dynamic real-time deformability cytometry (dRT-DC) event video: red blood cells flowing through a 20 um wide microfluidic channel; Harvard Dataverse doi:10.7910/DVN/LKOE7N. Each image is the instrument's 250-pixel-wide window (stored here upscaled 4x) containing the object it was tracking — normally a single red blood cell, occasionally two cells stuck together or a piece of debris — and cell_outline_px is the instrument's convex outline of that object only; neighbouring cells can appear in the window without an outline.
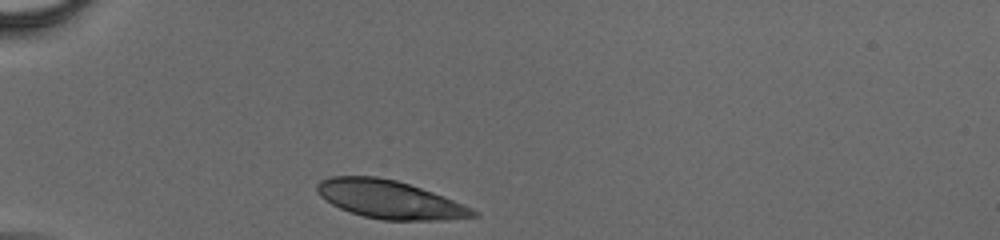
{"species": "human", "species_latin": "Homo sapiens", "temperature_condition": "cold", "stored_images_in_passage": 31, "camera_frame_rate_fps": 3000, "um_per_image_px": 0.085, "donor": {"sex": "male"}, "frame": {"image": 1, "passage_image": 1, "time_ms": 0.0, "image_size_px": [1000, 240], "cell_outline_px": [[480, 216], [436, 220], [384, 220], [364, 216], [348, 212], [332, 204], [320, 196], [316, 188], [316, 184], [320, 180], [332, 176], [376, 176], [396, 180], [432, 192], [452, 200], [480, 212]], "centroid_in_image_um": [33.08, 16.95], "position_along_channel_um": 51.9, "area_um2": 34.39}}
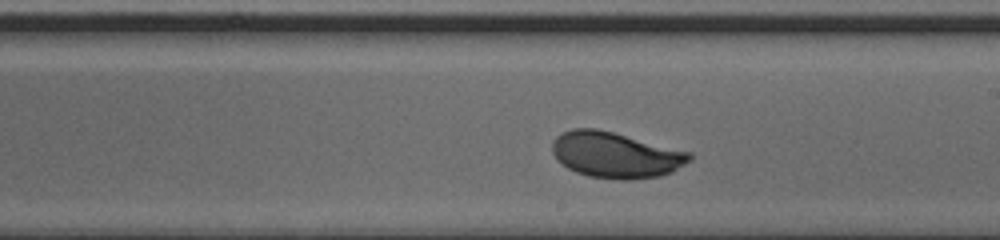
{"frame": {"image": 2, "passage_image": 18, "time_ms": 5.667, "image_size_px": [1000, 240], "cell_outline_px": [[692, 160], [672, 172], [660, 176], [632, 180], [620, 180], [588, 176], [576, 172], [568, 168], [556, 160], [552, 152], [552, 140], [560, 132], [572, 128], [596, 128], [692, 152]], "centroid_in_image_um": [52.31, 13.17], "position_along_channel_um": 236.7, "area_um2": 37.05}}
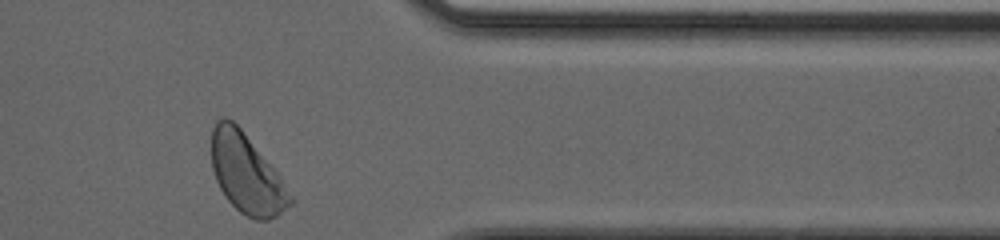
{"frame": {"image": 3, "passage_image": 31, "time_ms": 10.0, "image_size_px": [1000, 240], "cell_outline_px": [[292, 204], [276, 216], [268, 220], [256, 220], [240, 212], [228, 200], [220, 188], [216, 180], [212, 168], [212, 128], [216, 120], [224, 116], [232, 120], [240, 128], [280, 176], [292, 196]], "centroid_in_image_um": [20.94, 14.76], "position_along_channel_um": 390.5, "area_um2": 35.89}}